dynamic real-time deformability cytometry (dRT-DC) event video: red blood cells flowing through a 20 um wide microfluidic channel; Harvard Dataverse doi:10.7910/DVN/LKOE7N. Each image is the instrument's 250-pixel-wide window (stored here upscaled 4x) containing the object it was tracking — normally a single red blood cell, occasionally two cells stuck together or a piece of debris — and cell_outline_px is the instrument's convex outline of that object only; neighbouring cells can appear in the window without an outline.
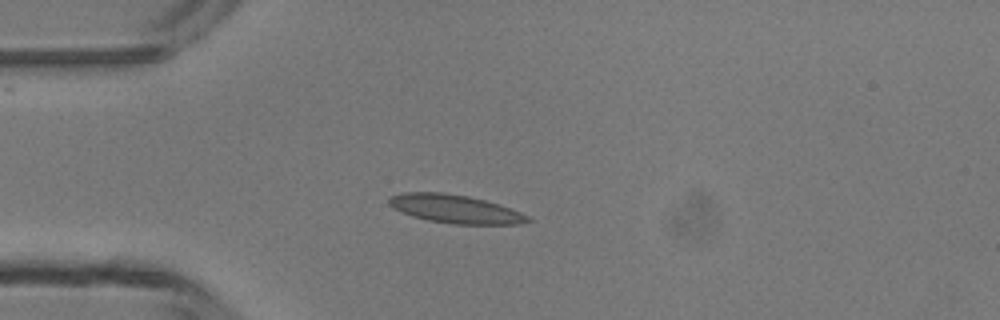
{"species": "common noctule bat (a hibernating species)", "species_latin": "Nyctalus noctula", "temperature_condition": "room temperature", "stored_images_in_passage": 3, "camera_frame_rate_fps": 3000, "um_per_image_px": 0.085, "animal": {"sex": "male", "body_mass_g": 13.3}, "frame": {"image": 1, "passage_image": 3, "time_ms": 2.333, "image_size_px": [1000, 320], "cell_outline_px": [[532, 220], [520, 224], [452, 224], [428, 220], [412, 216], [400, 212], [392, 208], [388, 204], [388, 200], [392, 196], [404, 192], [440, 192], [468, 196], [484, 200], [520, 212], [528, 216]], "centroid_in_image_um": [38.64, 17.76], "position_along_channel_um": 46.4, "area_um2": 22.77}}